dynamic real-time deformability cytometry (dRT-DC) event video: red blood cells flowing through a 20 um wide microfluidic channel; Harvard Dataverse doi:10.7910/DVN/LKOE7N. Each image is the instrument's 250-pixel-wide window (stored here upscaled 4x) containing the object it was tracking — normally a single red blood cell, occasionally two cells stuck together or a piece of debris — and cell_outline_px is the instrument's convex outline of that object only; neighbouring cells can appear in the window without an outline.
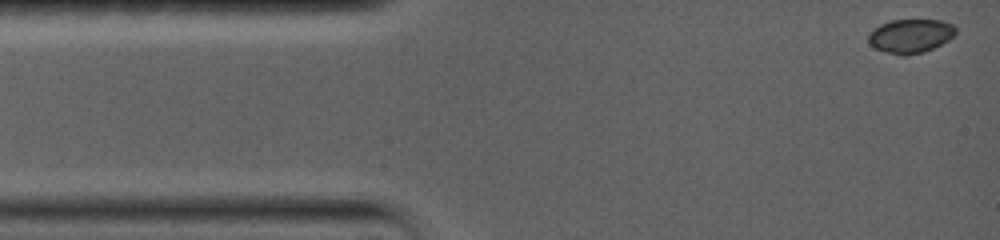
{"species": "common noctule bat (a hibernating species)", "species_latin": "Nyctalus noctula", "temperature_condition": "warm", "stored_images_in_passage": 31, "camera_frame_rate_fps": 5000, "um_per_image_px": 0.085, "animal": {"sex": "female", "body_mass_g": 19.0, "forearm_length_mm": 56.7}, "frame": {"image": 1, "passage_image": 1, "time_ms": 0.0, "image_size_px": [1000, 240], "cell_outline_px": [[956, 32], [948, 40], [924, 52], [904, 56], [900, 56], [876, 48], [868, 44], [868, 32], [872, 28], [880, 24], [892, 20], [940, 20], [952, 24], [956, 28]], "centroid_in_image_um": [77.35, 3.05], "position_along_channel_um": 7.7, "area_um2": 17.28}}
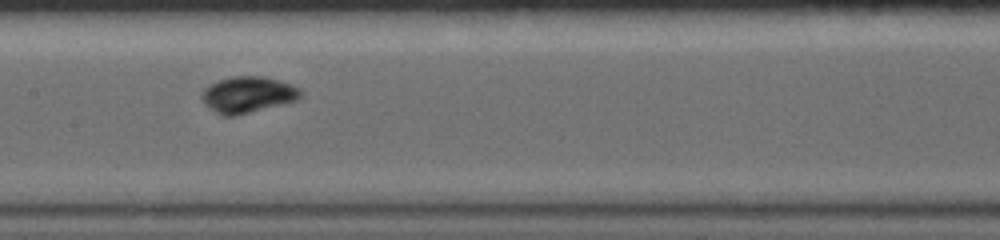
{"frame": {"image": 2, "passage_image": 14, "time_ms": 7.2, "image_size_px": [1000, 240], "cell_outline_px": [[304, 92], [296, 100], [236, 116], [220, 116], [208, 108], [204, 104], [200, 96], [200, 92], [208, 84], [232, 76], [264, 76], [280, 80], [292, 84], [300, 88]], "centroid_in_image_um": [21.02, 8.04], "position_along_channel_um": 186.4, "area_um2": 21.21}}
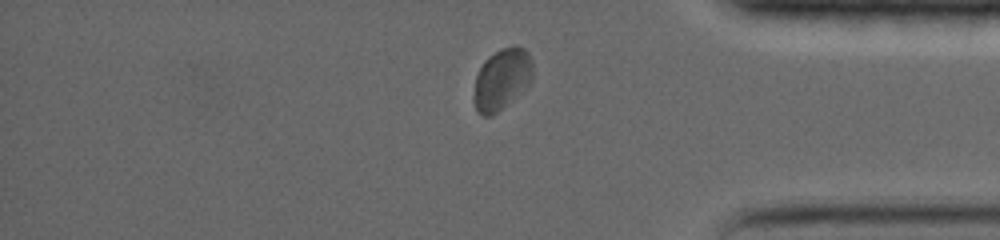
{"frame": {"image": 3, "passage_image": 27, "time_ms": 13.4, "image_size_px": [1000, 240], "cell_outline_px": [[532, 80], [524, 88], [492, 116], [484, 116], [476, 108], [472, 100], [472, 96], [476, 76], [484, 60], [488, 56], [500, 48], [512, 44], [516, 44], [524, 48], [528, 52], [532, 60]], "centroid_in_image_um": [42.64, 6.67], "position_along_channel_um": 392.6, "area_um2": 21.04}, "authors_computed_cell_mechanics": {"area_um2": 19.8832, "velocity_mm_per_s": 3.5434, "shape_relaxation_time_tau1_ms": 1.114, "shape_relaxation_time_tau2_ms": 2.4128, "deformation_change_tau1": 0.0469, "deformation_change_tau2": 0.0355}}